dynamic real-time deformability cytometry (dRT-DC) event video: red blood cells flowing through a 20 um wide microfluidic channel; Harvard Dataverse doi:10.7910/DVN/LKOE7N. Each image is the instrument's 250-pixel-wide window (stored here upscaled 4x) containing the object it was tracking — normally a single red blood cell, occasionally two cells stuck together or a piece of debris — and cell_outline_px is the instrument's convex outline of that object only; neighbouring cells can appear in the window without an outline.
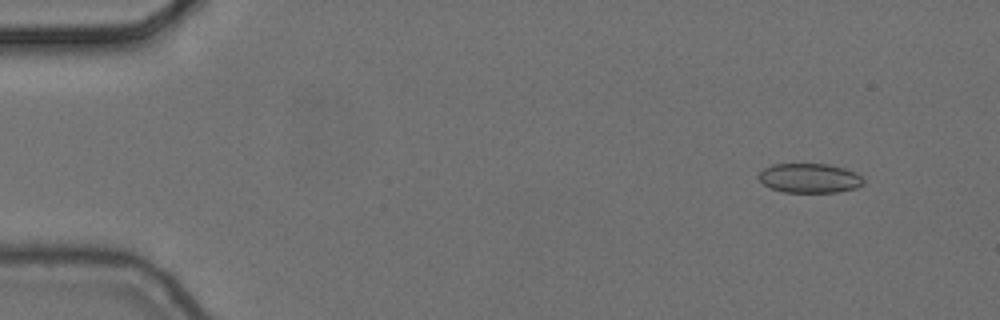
{"species": "common noctule bat (a hibernating species)", "species_latin": "Nyctalus noctula", "temperature_condition": "cold", "stored_images_in_passage": 9, "camera_frame_rate_fps": 3000, "um_per_image_px": 0.085, "animal": {"sex": "female", "body_mass_g": 24.6, "forearm_length_mm": 56.2}, "frame": {"image": 1, "passage_image": 2, "time_ms": 0.333, "image_size_px": [1000, 320], "cell_outline_px": [[864, 184], [856, 188], [836, 192], [784, 192], [772, 188], [764, 184], [756, 176], [764, 168], [772, 164], [828, 164], [844, 168], [856, 172], [864, 180]], "centroid_in_image_um": [68.81, 15.14], "position_along_channel_um": 16.2, "area_um2": 17.98}}
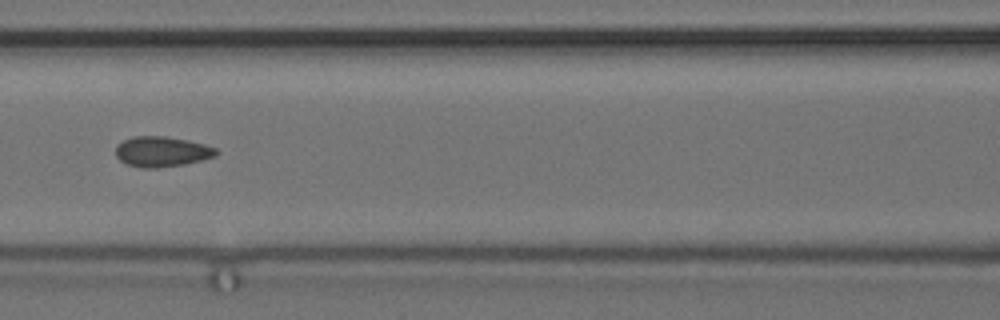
{"frame": {"image": 2, "passage_image": 7, "time_ms": 2.0, "image_size_px": [1000, 320], "cell_outline_px": [[220, 152], [216, 156], [184, 164], [156, 168], [144, 168], [128, 164], [120, 160], [116, 156], [116, 148], [124, 140], [132, 136], [164, 136], [188, 140], [204, 144], [216, 148]], "centroid_in_image_um": [13.78, 12.88], "position_along_channel_um": 152.8, "area_um2": 17.63}}
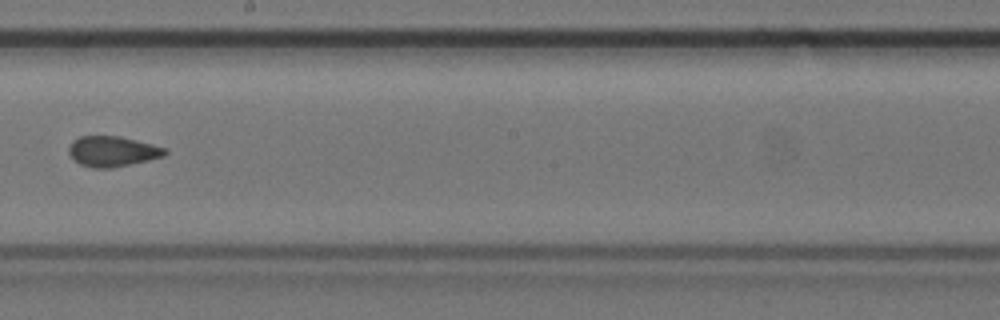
{"frame": {"image": 3, "passage_image": 9, "time_ms": 2.667, "image_size_px": [1000, 320], "cell_outline_px": [[168, 152], [164, 156], [148, 160], [112, 168], [92, 168], [80, 164], [68, 152], [68, 148], [72, 140], [80, 136], [120, 136], [168, 148]], "centroid_in_image_um": [9.57, 12.86], "position_along_channel_um": 238.6, "area_um2": 17.05}}